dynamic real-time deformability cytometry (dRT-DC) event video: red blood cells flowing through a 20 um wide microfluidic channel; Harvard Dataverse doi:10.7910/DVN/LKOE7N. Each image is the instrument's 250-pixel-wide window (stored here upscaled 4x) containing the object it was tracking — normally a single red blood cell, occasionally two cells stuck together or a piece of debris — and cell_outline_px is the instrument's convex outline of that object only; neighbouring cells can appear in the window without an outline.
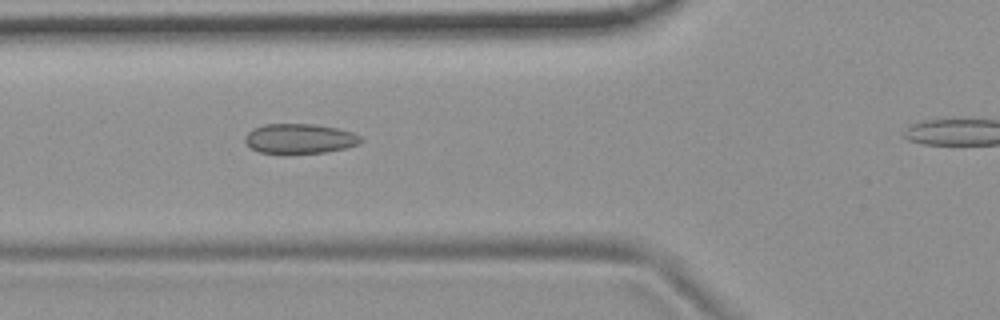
{"species": "common noctule bat (a hibernating species)", "species_latin": "Nyctalus noctula", "temperature_condition": "room temperature", "stored_images_in_passage": 40, "camera_frame_rate_fps": 3000, "um_per_image_px": 0.085, "animal": {"sex": "female", "body_mass_g": 19.9}, "frame": {"image": 1, "passage_image": 15, "time_ms": 4.667, "image_size_px": [1000, 320], "cell_outline_px": [[364, 140], [360, 144], [344, 148], [324, 152], [284, 156], [260, 152], [252, 148], [244, 140], [244, 136], [252, 128], [264, 124], [316, 124], [340, 128], [352, 132], [360, 136]], "centroid_in_image_um": [25.46, 11.81], "position_along_channel_um": 100.3, "area_um2": 20.87}}
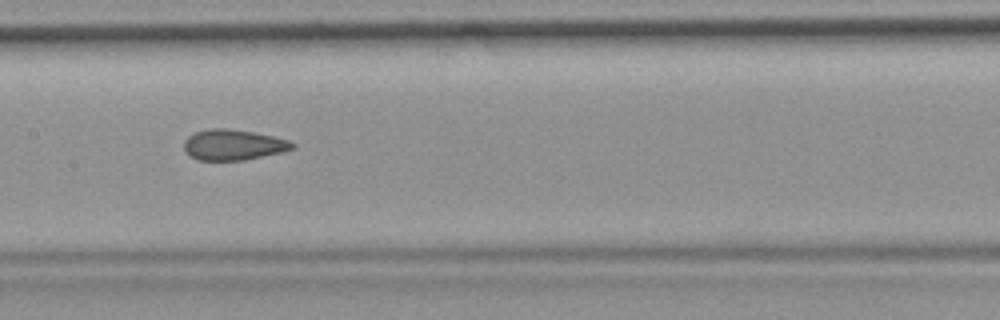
{"frame": {"image": 2, "passage_image": 22, "time_ms": 7.0, "image_size_px": [1000, 320], "cell_outline_px": [[296, 144], [292, 148], [284, 152], [244, 160], [196, 160], [184, 152], [184, 140], [188, 136], [196, 132], [208, 128], [228, 128], [252, 132], [272, 136], [288, 140]], "centroid_in_image_um": [19.79, 12.31], "position_along_channel_um": 187.6, "area_um2": 19.42}}
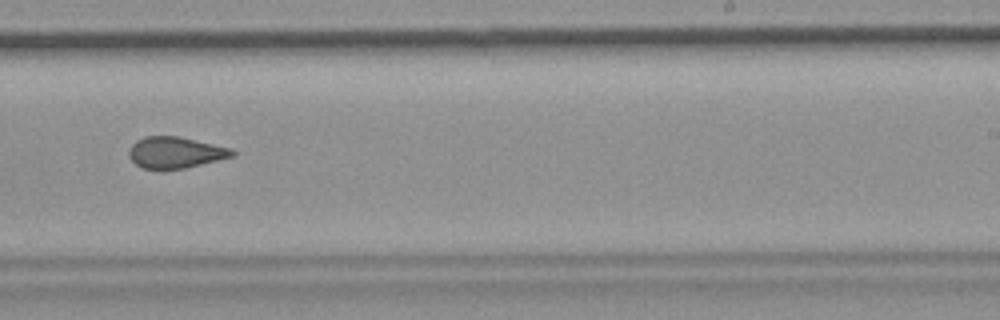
{"frame": {"image": 3, "passage_image": 29, "time_ms": 9.333, "image_size_px": [1000, 320], "cell_outline_px": [[236, 156], [184, 168], [144, 168], [136, 164], [128, 156], [128, 152], [132, 144], [136, 140], [144, 136], [180, 136], [232, 148], [236, 152]], "centroid_in_image_um": [14.94, 12.94], "position_along_channel_um": 274.1, "area_um2": 18.84}}